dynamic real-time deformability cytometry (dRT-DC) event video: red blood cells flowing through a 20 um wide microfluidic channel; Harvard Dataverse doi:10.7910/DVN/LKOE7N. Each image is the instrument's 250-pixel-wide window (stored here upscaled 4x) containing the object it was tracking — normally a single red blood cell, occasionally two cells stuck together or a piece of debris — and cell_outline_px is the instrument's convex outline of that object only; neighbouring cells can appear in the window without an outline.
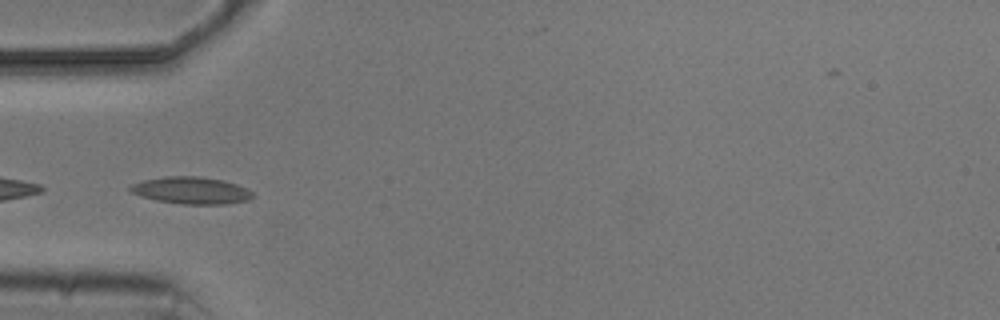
{"species": "common noctule bat (a hibernating species)", "species_latin": "Nyctalus noctula", "temperature_condition": "cold", "stored_images_in_passage": 8, "camera_frame_rate_fps": 3000, "um_per_image_px": 0.085, "animal": {"sex": "male", "body_mass_g": 20.5, "forearm_length_mm": 52.5}, "frame": {"image": 1, "passage_image": 4, "time_ms": 3.333, "image_size_px": [1000, 320], "cell_outline_px": [[256, 196], [248, 200], [228, 204], [180, 204], [156, 200], [140, 196], [132, 192], [128, 188], [132, 184], [144, 180], [168, 176], [200, 176], [224, 180], [248, 188]], "centroid_in_image_um": [16.3, 16.19], "position_along_channel_um": 68.7, "area_um2": 19.42}}
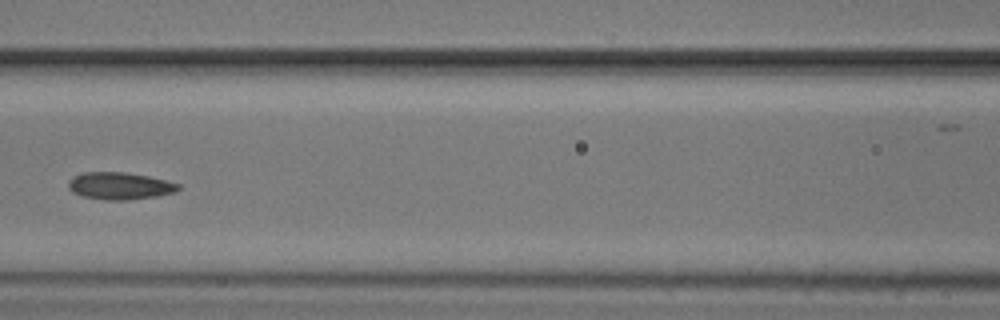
{"frame": {"image": 2, "passage_image": 6, "time_ms": 5.667, "image_size_px": [1000, 320], "cell_outline_px": [[180, 188], [176, 192], [156, 196], [128, 200], [104, 200], [84, 196], [72, 192], [68, 188], [68, 180], [72, 176], [84, 172], [124, 172], [148, 176], [180, 184]], "centroid_in_image_um": [10.15, 15.8], "position_along_channel_um": 156.4, "area_um2": 17.46}}
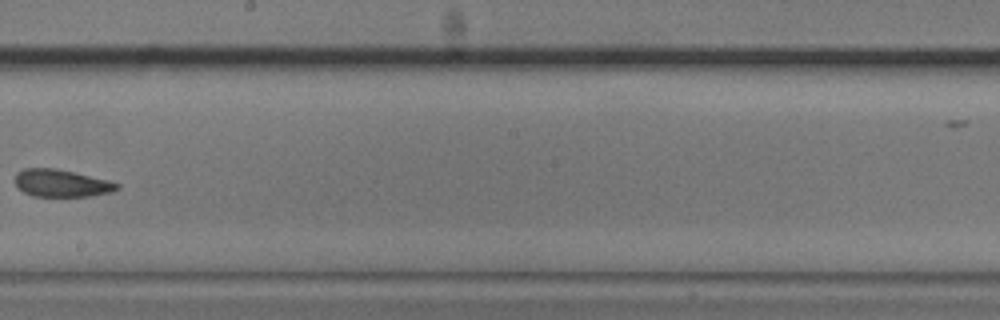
{"frame": {"image": 3, "passage_image": 8, "time_ms": 8.0, "image_size_px": [1000, 320], "cell_outline_px": [[120, 188], [112, 192], [92, 196], [32, 196], [16, 188], [16, 172], [24, 168], [56, 168], [108, 180], [120, 184]], "centroid_in_image_um": [5.22, 15.57], "position_along_channel_um": 243.0, "area_um2": 16.36}}